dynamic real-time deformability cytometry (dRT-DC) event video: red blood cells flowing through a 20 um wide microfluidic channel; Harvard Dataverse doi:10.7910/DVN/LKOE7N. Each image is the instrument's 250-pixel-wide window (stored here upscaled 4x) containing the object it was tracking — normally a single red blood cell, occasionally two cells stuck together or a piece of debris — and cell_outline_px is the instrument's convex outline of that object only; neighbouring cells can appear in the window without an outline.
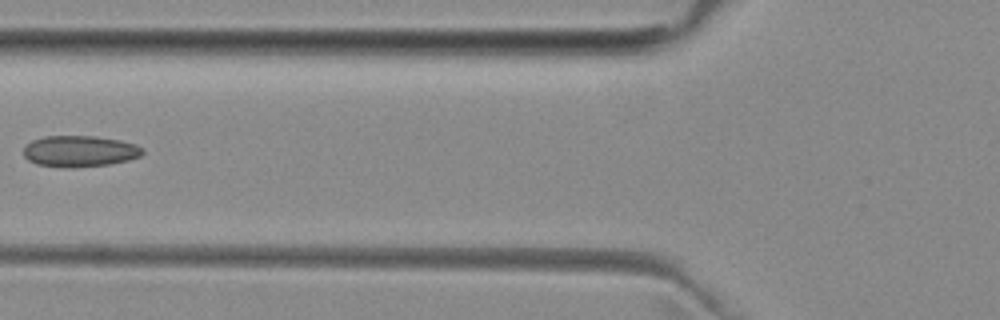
{"species": "common noctule bat (a hibernating species)", "species_latin": "Nyctalus noctula", "temperature_condition": "room temperature", "stored_images_in_passage": 7, "camera_frame_rate_fps": 3000, "um_per_image_px": 0.085, "animal": {"sex": "female", "body_mass_g": 29.2, "forearm_length_mm": 56.3}, "frame": {"image": 1, "passage_image": 6, "time_ms": 6.667, "image_size_px": [1000, 320], "cell_outline_px": [[144, 152], [140, 156], [128, 160], [108, 164], [76, 168], [64, 168], [36, 164], [28, 160], [24, 156], [24, 148], [32, 140], [44, 136], [96, 136], [120, 140], [136, 144], [144, 148]], "centroid_in_image_um": [6.78, 12.86], "position_along_channel_um": 119.0, "area_um2": 21.85}}
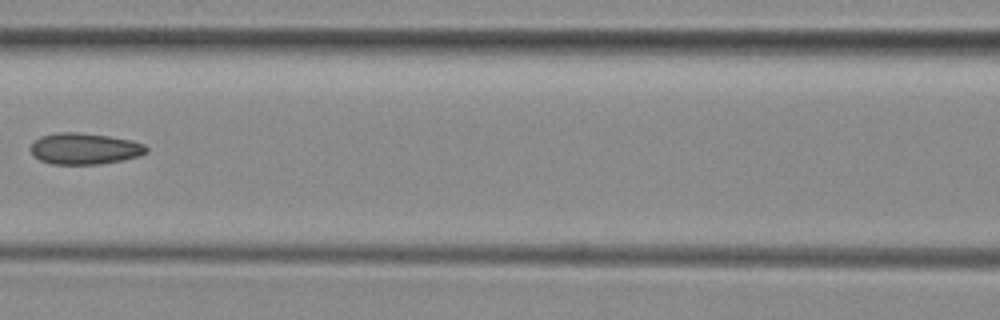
{"frame": {"image": 2, "passage_image": 7, "time_ms": 7.667, "image_size_px": [1000, 320], "cell_outline_px": [[148, 152], [140, 156], [120, 160], [96, 164], [52, 164], [40, 160], [32, 152], [32, 144], [40, 136], [56, 132], [76, 132], [108, 136], [132, 140], [144, 144], [148, 148]], "centroid_in_image_um": [7.22, 12.63], "position_along_channel_um": 159.4, "area_um2": 20.92}}